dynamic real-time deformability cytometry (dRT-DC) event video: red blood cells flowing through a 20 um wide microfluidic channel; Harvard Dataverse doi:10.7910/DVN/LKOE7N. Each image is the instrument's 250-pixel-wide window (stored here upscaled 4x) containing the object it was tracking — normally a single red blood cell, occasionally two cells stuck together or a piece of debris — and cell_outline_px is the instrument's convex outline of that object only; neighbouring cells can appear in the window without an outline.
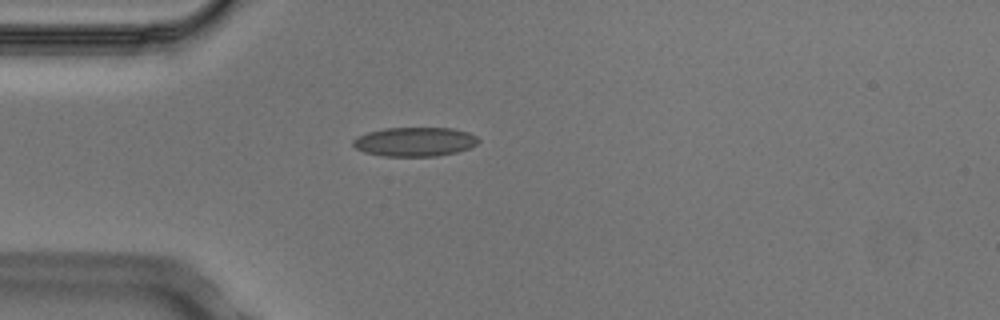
{"species": "Egyptian fruit bat (a non-hibernating species)", "species_latin": "Rousettus aegyptiacus", "temperature_condition": "cold", "stored_images_in_passage": 1, "camera_frame_rate_fps": 3000, "um_per_image_px": 0.085, "animal": {"sex": "male"}, "frame": {"image": 1, "passage_image": 1, "time_ms": 0.0, "image_size_px": [1000, 320], "cell_outline_px": [[480, 140], [476, 144], [468, 148], [456, 152], [436, 156], [384, 156], [364, 152], [356, 148], [352, 144], [352, 140], [356, 136], [368, 132], [384, 128], [452, 128], [468, 132], [476, 136]], "centroid_in_image_um": [35.23, 12.04], "position_along_channel_um": 49.8, "area_um2": 21.27}}